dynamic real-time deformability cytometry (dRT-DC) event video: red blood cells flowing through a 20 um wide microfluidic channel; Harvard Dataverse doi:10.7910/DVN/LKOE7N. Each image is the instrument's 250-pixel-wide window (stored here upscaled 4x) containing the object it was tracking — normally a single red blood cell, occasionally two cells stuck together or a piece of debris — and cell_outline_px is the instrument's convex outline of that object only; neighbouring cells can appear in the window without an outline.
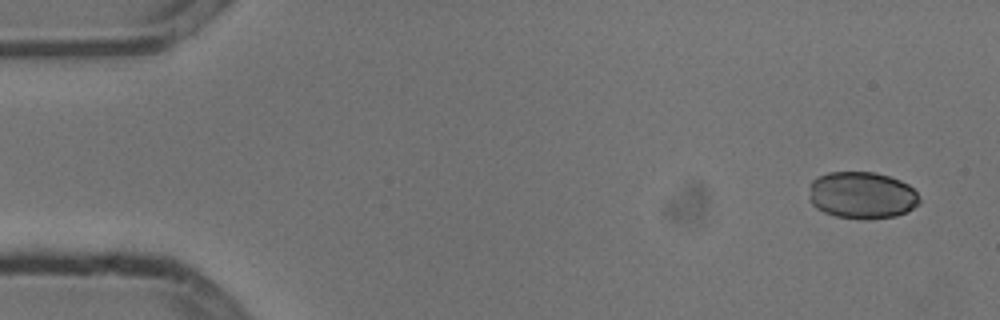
{"species": "common noctule bat (a hibernating species)", "species_latin": "Nyctalus noctula", "temperature_condition": "cold", "stored_images_in_passage": 4, "camera_frame_rate_fps": 3000, "um_per_image_px": 0.085, "animal": {"sex": "male", "body_mass_g": 13.3}, "frame": {"image": 1, "passage_image": 1, "time_ms": 0.0, "image_size_px": [1000, 320], "cell_outline_px": [[920, 204], [896, 216], [868, 220], [864, 220], [836, 216], [824, 212], [816, 208], [812, 204], [812, 180], [828, 172], [876, 172], [900, 180], [908, 184], [916, 192], [920, 200]], "centroid_in_image_um": [73.31, 16.6], "position_along_channel_um": 11.7, "area_um2": 30.06}}